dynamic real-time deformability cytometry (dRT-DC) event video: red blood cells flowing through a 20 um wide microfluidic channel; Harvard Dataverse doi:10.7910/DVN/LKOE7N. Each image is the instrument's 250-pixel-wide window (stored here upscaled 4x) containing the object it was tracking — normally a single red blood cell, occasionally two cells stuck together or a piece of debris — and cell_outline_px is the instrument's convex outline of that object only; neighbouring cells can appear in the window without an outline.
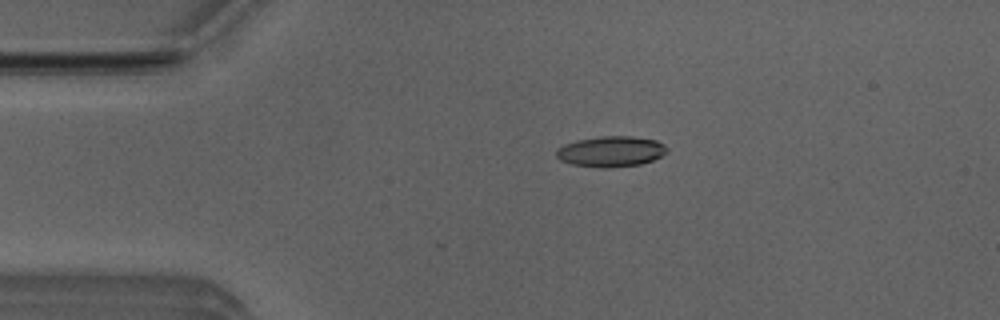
{"species": "Egyptian fruit bat (a non-hibernating species)", "species_latin": "Rousettus aegyptiacus", "temperature_condition": "room temperature", "stored_images_in_passage": 4, "camera_frame_rate_fps": 3000, "um_per_image_px": 0.085, "animal": {"sex": "male"}, "frame": {"image": 1, "passage_image": 3, "time_ms": 0.667, "image_size_px": [1000, 320], "cell_outline_px": [[668, 152], [652, 160], [640, 164], [608, 168], [600, 168], [572, 164], [560, 160], [556, 156], [556, 148], [564, 144], [576, 140], [600, 136], [632, 136], [656, 140], [664, 144], [668, 148]], "centroid_in_image_um": [51.92, 12.87], "position_along_channel_um": 33.1, "area_um2": 19.88}}